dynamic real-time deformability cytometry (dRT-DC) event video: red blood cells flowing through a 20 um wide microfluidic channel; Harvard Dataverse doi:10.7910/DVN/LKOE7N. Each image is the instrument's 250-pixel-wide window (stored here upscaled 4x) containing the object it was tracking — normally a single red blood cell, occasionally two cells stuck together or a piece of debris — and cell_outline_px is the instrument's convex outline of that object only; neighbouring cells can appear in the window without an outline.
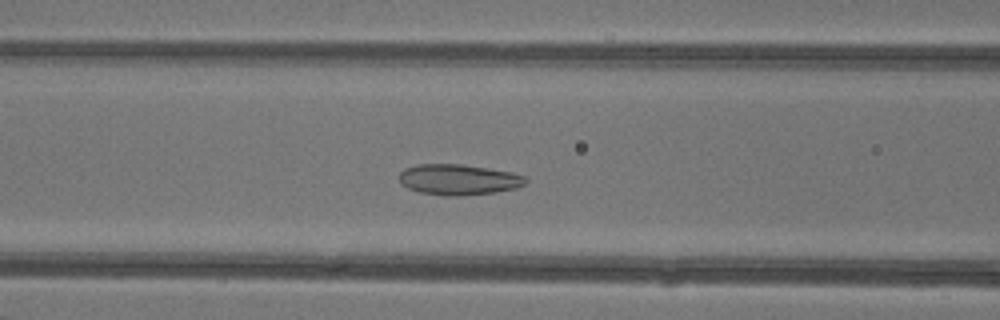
{"species": "common noctule bat (a hibernating species)", "species_latin": "Nyctalus noctula", "temperature_condition": "warm", "stored_images_in_passage": 43, "camera_frame_rate_fps": 3000, "um_per_image_px": 0.085, "animal": {"sex": "female"}, "frame": {"image": 1, "passage_image": 16, "time_ms": 5.0, "image_size_px": [1000, 320], "cell_outline_px": [[528, 180], [524, 184], [516, 188], [496, 192], [460, 196], [444, 196], [420, 192], [408, 188], [400, 184], [400, 172], [404, 168], [416, 164], [460, 164], [488, 168], [512, 172], [524, 176]], "centroid_in_image_um": [38.96, 15.26], "position_along_channel_um": 127.6, "area_um2": 22.72}}
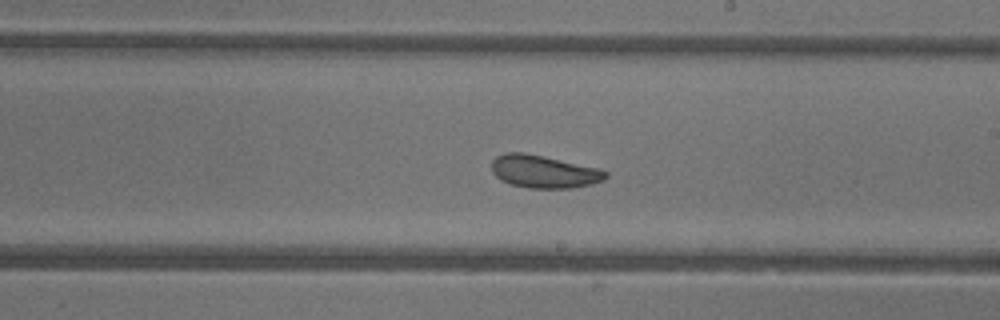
{"frame": {"image": 2, "passage_image": 24, "time_ms": 7.667, "image_size_px": [1000, 320], "cell_outline_px": [[608, 176], [604, 180], [592, 184], [572, 188], [528, 188], [512, 184], [500, 180], [492, 172], [492, 160], [496, 156], [504, 152], [524, 152], [544, 156], [596, 168], [608, 172]], "centroid_in_image_um": [46.2, 14.58], "position_along_channel_um": 242.8, "area_um2": 21.73}}
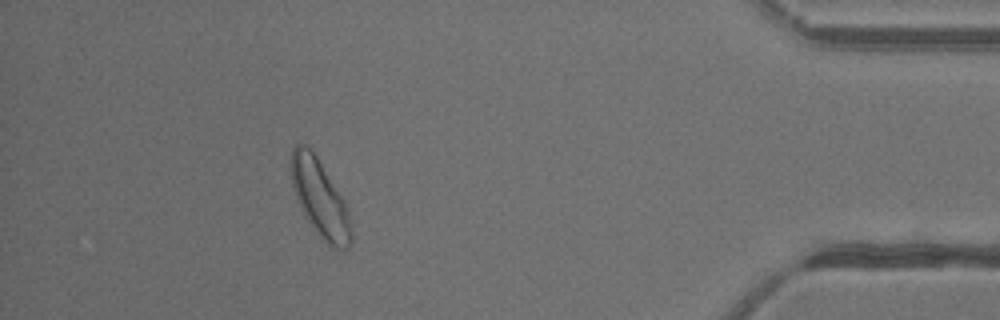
{"frame": {"image": 3, "passage_image": 39, "time_ms": 12.667, "image_size_px": [1000, 320], "cell_outline_px": [[352, 240], [348, 248], [344, 252], [336, 252], [316, 232], [304, 216], [296, 196], [292, 184], [288, 168], [288, 164], [292, 148], [296, 144], [304, 144], [316, 156], [344, 200], [348, 208], [352, 228]], "centroid_in_image_um": [27.19, 16.91], "position_along_channel_um": 408.0, "area_um2": 27.46}, "authors_computed_cell_mechanics": {"area_um2": 23.2934, "velocity_mm_per_s": 4.3199, "shape_relaxation_time_tau1_ms": 4.6524, "shape_relaxation_time_tau2_ms": 2.221, "deformation_change_tau1": 0.1114, "deformation_change_tau2": 0.0708}}